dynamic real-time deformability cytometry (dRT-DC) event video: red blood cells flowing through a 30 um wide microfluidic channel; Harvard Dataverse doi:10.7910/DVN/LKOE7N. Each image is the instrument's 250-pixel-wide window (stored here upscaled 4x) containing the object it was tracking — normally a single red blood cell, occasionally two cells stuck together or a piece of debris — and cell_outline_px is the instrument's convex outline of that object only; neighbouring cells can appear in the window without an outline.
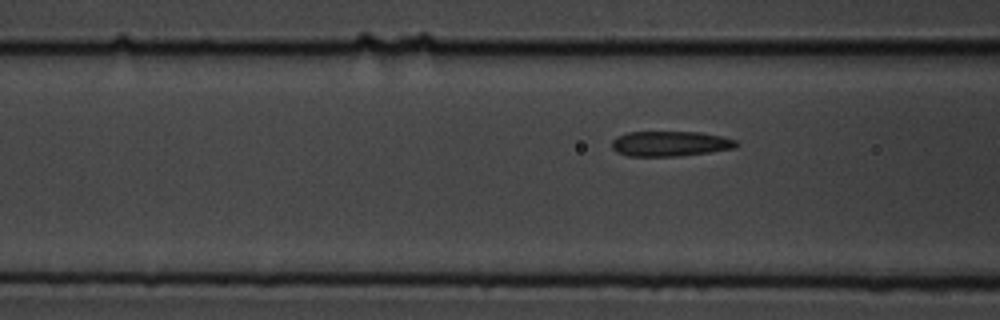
{"species": "common noctule bat (a hibernating species)", "species_latin": "Nyctalus noctula", "temperature_condition": "cold", "stored_images_in_passage": 3, "camera_frame_rate_fps": 3000, "um_per_image_px": 0.085, "animal": {"sex": "male", "body_mass_g": 19.5, "forearm_length_mm": 54.6}, "frame": {"image": 1, "passage_image": 3, "time_ms": 3.333, "image_size_px": [1000, 320], "cell_outline_px": [[740, 144], [736, 148], [680, 156], [628, 156], [616, 152], [612, 148], [612, 140], [616, 136], [628, 132], [700, 132], [720, 136], [736, 140]], "centroid_in_image_um": [56.95, 12.21], "position_along_channel_um": 109.6, "area_um2": 18.32}}